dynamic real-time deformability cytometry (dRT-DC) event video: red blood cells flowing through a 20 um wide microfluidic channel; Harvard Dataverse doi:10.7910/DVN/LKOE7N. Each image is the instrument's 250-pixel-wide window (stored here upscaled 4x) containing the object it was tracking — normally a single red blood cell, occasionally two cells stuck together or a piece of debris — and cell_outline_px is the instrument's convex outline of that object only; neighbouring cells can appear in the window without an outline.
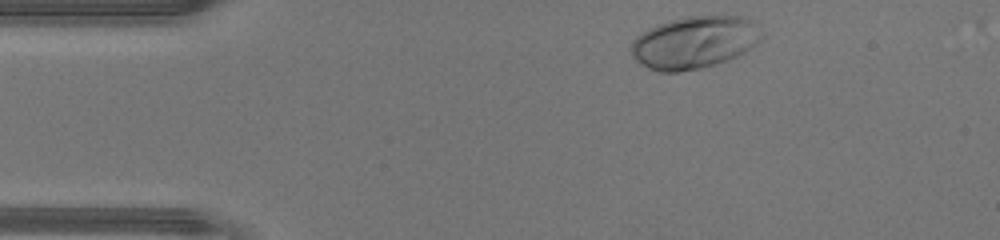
{"species": "human", "species_latin": "Homo sapiens", "temperature_condition": "warm", "stored_images_in_passage": 32, "camera_frame_rate_fps": 3000, "um_per_image_px": 0.085, "donor": {"sex": "male"}, "frame": {"image": 1, "passage_image": 1, "time_ms": 0.0, "image_size_px": [1000, 240], "cell_outline_px": [[764, 36], [756, 44], [744, 52], [728, 60], [716, 64], [700, 68], [676, 72], [660, 72], [648, 68], [636, 60], [632, 56], [628, 48], [632, 40], [636, 36], [648, 28], [672, 20], [688, 16], [724, 12], [744, 16], [752, 20]], "centroid_in_image_um": [59.04, 3.56], "position_along_channel_um": 26.0, "area_um2": 40.69}}
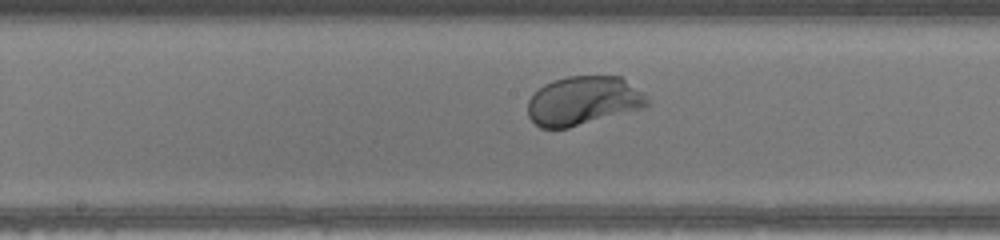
{"frame": {"image": 2, "passage_image": 17, "time_ms": 5.333, "image_size_px": [1000, 240], "cell_outline_px": [[648, 104], [644, 108], [568, 128], [540, 128], [528, 116], [528, 100], [544, 84], [552, 80], [568, 76], [620, 76], [644, 92], [648, 100]], "centroid_in_image_um": [49.59, 8.56], "position_along_channel_um": 198.6, "area_um2": 34.04}}
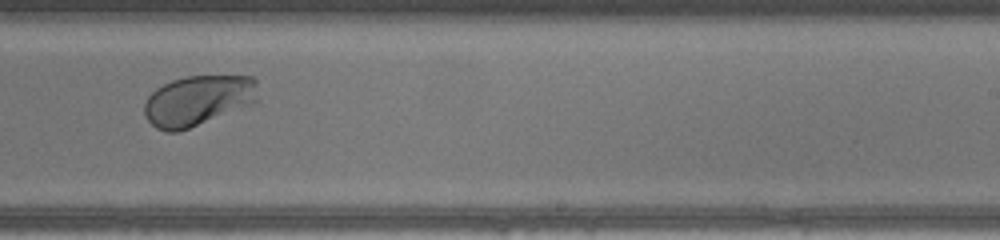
{"frame": {"image": 3, "passage_image": 22, "time_ms": 7.0, "image_size_px": [1000, 240], "cell_outline_px": [[260, 104], [176, 132], [168, 132], [156, 128], [144, 116], [144, 104], [148, 96], [156, 88], [172, 80], [188, 76], [252, 76], [256, 80], [260, 100]], "centroid_in_image_um": [16.92, 8.55], "position_along_channel_um": 272.1, "area_um2": 34.16}, "authors_computed_cell_mechanics": {"area_um2": 34.7089, "velocity_mm_per_s": 4.4319, "shape_relaxation_time_tau1_ms": 1.1274, "shape_relaxation_time_tau2_ms": null, "deformation_change_tau1": 0.1401, "deformation_change_tau2": null}}